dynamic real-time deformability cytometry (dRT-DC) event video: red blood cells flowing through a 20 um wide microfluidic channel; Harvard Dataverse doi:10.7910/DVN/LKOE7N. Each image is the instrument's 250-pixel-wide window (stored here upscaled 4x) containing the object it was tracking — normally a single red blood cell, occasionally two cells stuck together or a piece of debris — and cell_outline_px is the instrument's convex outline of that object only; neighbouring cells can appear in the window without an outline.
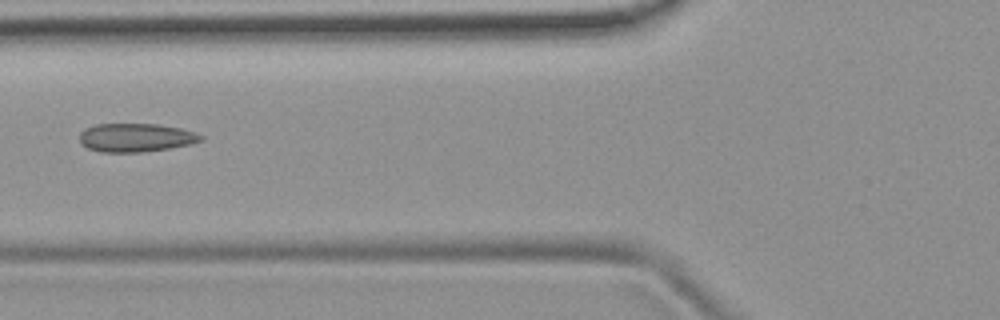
{"species": "common noctule bat (a hibernating species)", "species_latin": "Nyctalus noctula", "temperature_condition": "room temperature", "stored_images_in_passage": 6, "camera_frame_rate_fps": 3000, "um_per_image_px": 0.085, "animal": {"sex": "female", "body_mass_g": 19.9}, "frame": {"image": 1, "passage_image": 6, "time_ms": 7.0, "image_size_px": [1000, 320], "cell_outline_px": [[204, 140], [192, 144], [168, 148], [140, 152], [100, 152], [88, 148], [80, 144], [80, 132], [84, 128], [96, 124], [156, 124], [180, 128], [196, 132], [204, 136]], "centroid_in_image_um": [11.55, 11.69], "position_along_channel_um": 114.3, "area_um2": 20.29}}